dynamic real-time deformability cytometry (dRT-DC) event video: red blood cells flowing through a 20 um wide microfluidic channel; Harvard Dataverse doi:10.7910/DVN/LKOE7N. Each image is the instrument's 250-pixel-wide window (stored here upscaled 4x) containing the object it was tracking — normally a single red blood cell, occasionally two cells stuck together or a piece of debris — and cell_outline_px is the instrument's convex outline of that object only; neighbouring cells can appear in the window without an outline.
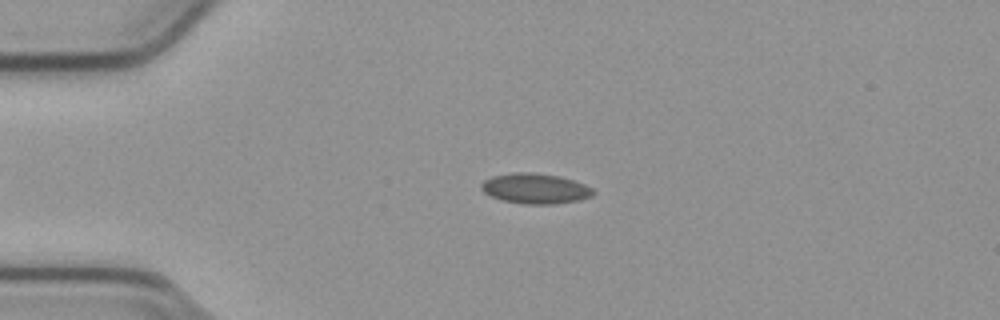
{"species": "common noctule bat (a hibernating species)", "species_latin": "Nyctalus noctula", "temperature_condition": "cold", "stored_images_in_passage": 53, "camera_frame_rate_fps": 3000, "um_per_image_px": 0.085, "animal": {"sex": "male", "body_mass_g": 23.1, "forearm_length_mm": 52.7}, "frame": {"image": 1, "passage_image": 12, "time_ms": 3.667, "image_size_px": [1000, 320], "cell_outline_px": [[596, 192], [592, 196], [580, 200], [552, 204], [524, 204], [504, 200], [492, 196], [484, 192], [480, 188], [480, 184], [484, 180], [492, 176], [512, 172], [532, 172], [560, 176], [584, 184], [592, 188]], "centroid_in_image_um": [45.5, 16.02], "position_along_channel_um": 39.5, "area_um2": 19.77}}
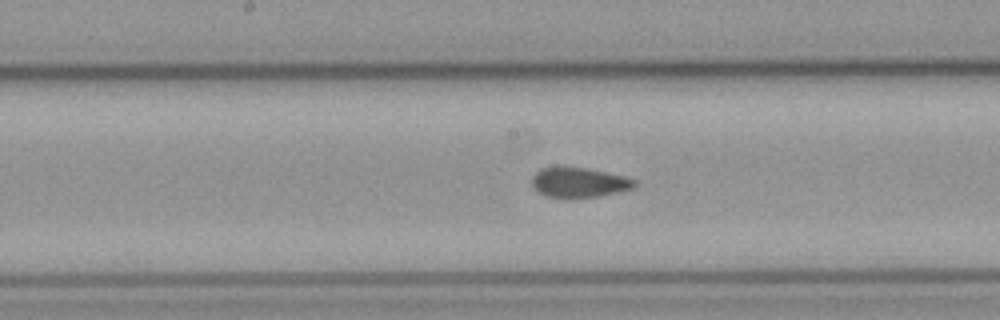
{"frame": {"image": 2, "passage_image": 27, "time_ms": 8.667, "image_size_px": [1000, 320], "cell_outline_px": [[636, 184], [632, 188], [600, 196], [548, 196], [532, 188], [532, 176], [540, 168], [584, 168], [624, 176], [636, 180]], "centroid_in_image_um": [49.21, 15.5], "position_along_channel_um": 199.0, "area_um2": 17.11}}
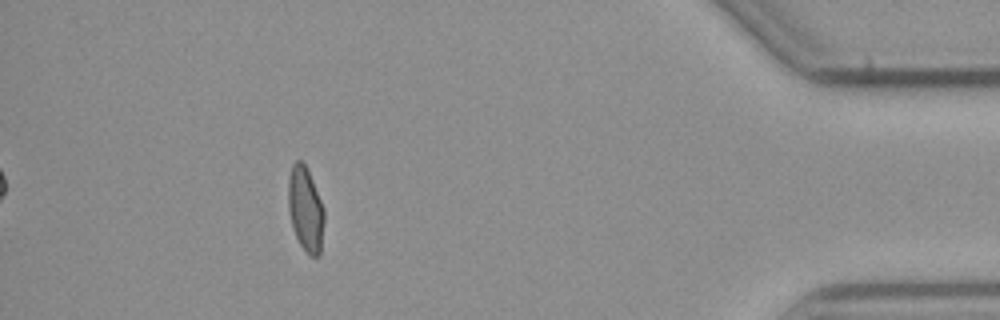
{"frame": {"image": 3, "passage_image": 48, "time_ms": 15.667, "image_size_px": [1000, 320], "cell_outline_px": [[324, 220], [320, 256], [312, 256], [300, 244], [296, 236], [292, 224], [288, 208], [288, 180], [292, 164], [296, 160], [300, 160], [304, 164], [312, 180], [324, 208]], "centroid_in_image_um": [25.96, 17.77], "position_along_channel_um": 409.2, "area_um2": 17.46}, "authors_computed_cell_mechanics": {"area_um2": 18.2648, "velocity_mm_per_s": 3.8, "shape_relaxation_time_tau1_ms": null, "shape_relaxation_time_tau2_ms": 1.3136, "deformation_change_tau1": null, "deformation_change_tau2": 0.0401}}